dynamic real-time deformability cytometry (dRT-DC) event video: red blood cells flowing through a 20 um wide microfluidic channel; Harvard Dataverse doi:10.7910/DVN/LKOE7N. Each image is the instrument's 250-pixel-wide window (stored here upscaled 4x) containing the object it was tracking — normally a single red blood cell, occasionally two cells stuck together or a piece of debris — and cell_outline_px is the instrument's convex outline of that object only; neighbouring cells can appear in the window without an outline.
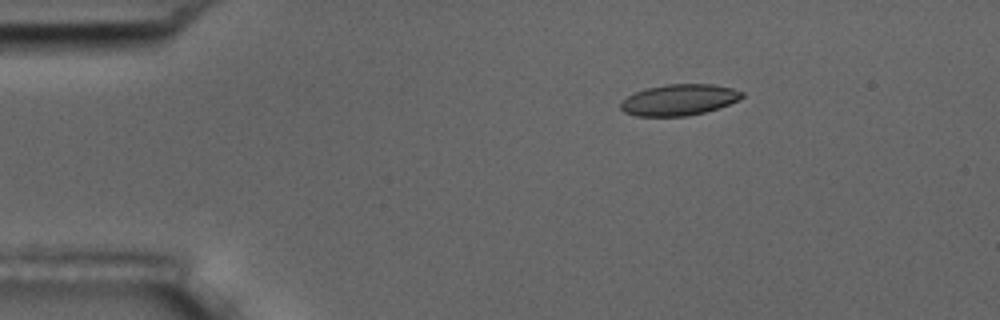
{"species": "common noctule bat (a hibernating species)", "species_latin": "Nyctalus noctula", "temperature_condition": "room temperature", "stored_images_in_passage": 5, "camera_frame_rate_fps": 3000, "um_per_image_px": 0.085, "animal": {"sex": "male", "body_mass_g": 17.5, "forearm_length_mm": 52.3}, "frame": {"image": 1, "passage_image": 3, "time_ms": 0.667, "image_size_px": [1000, 320], "cell_outline_px": [[744, 96], [740, 100], [720, 108], [688, 116], [636, 116], [624, 112], [620, 108], [620, 104], [628, 96], [636, 92], [648, 88], [664, 84], [712, 84], [732, 88], [744, 92]], "centroid_in_image_um": [57.77, 8.49], "position_along_channel_um": 27.2, "area_um2": 22.08}}